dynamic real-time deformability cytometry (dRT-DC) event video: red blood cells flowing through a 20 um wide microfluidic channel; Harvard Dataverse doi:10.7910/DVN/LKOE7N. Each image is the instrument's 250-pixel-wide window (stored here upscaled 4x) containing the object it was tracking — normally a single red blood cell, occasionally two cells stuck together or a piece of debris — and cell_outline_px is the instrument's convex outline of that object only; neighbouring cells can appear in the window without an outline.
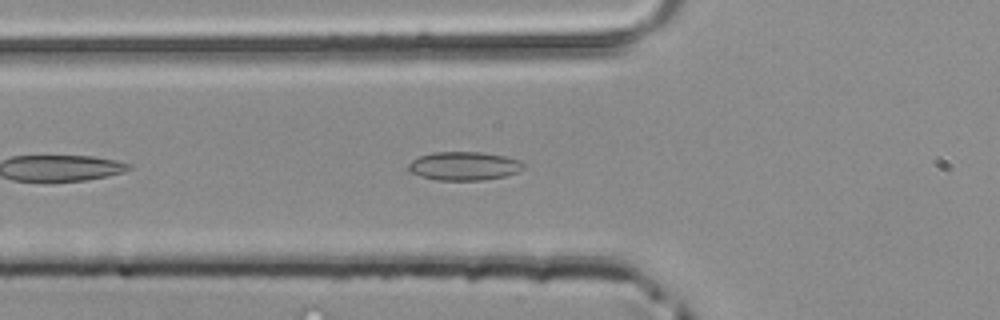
{"species": "common noctule bat (a hibernating species)", "species_latin": "Nyctalus noctula", "temperature_condition": "room temperature", "stored_images_in_passage": 11, "camera_frame_rate_fps": 3000, "um_per_image_px": 0.085, "animal": {"sex": "male", "body_mass_g": 20.4}, "frame": {"image": 1, "passage_image": 5, "time_ms": 1.333, "image_size_px": [1000, 320], "cell_outline_px": [[524, 168], [516, 172], [504, 176], [484, 180], [436, 180], [420, 176], [408, 172], [408, 164], [412, 160], [420, 156], [432, 152], [480, 152], [504, 156], [520, 160], [524, 164]], "centroid_in_image_um": [39.41, 14.11], "position_along_channel_um": 86.4, "area_um2": 19.19}}